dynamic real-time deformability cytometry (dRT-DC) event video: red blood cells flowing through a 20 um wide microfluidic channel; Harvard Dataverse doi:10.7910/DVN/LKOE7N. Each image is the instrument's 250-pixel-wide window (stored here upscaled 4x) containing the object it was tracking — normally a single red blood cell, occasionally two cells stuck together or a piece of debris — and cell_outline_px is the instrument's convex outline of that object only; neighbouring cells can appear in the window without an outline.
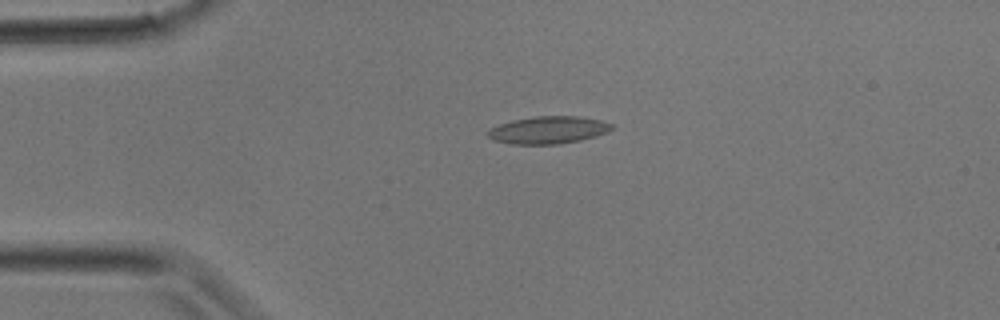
{"species": "common noctule bat (a hibernating species)", "species_latin": "Nyctalus noctula", "temperature_condition": "room temperature", "stored_images_in_passage": 29, "camera_frame_rate_fps": 3000, "um_per_image_px": 0.085, "animal": {"sex": "male", "body_mass_g": 17.9}, "frame": {"image": 1, "passage_image": 4, "time_ms": 1.0, "image_size_px": [1000, 320], "cell_outline_px": [[616, 128], [608, 132], [596, 136], [580, 140], [556, 144], [512, 144], [496, 140], [488, 136], [484, 132], [500, 124], [512, 120], [536, 116], [580, 116], [600, 120], [612, 124]], "centroid_in_image_um": [46.64, 11.04], "position_along_channel_um": 38.4, "area_um2": 19.77}}
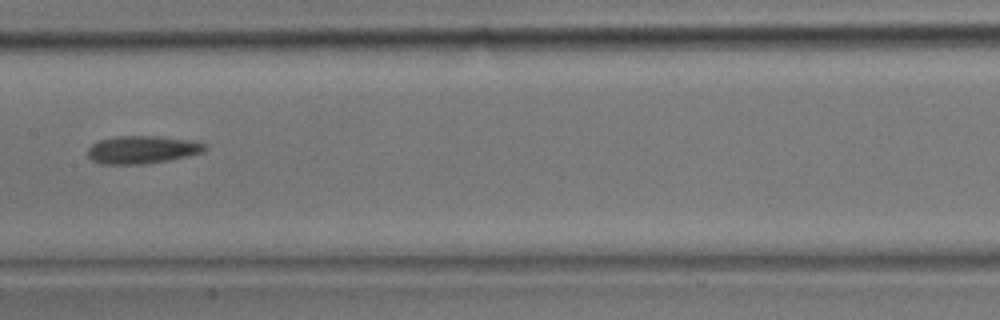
{"frame": {"image": 2, "passage_image": 13, "time_ms": 4.0, "image_size_px": [1000, 320], "cell_outline_px": [[208, 148], [204, 152], [188, 156], [168, 160], [144, 164], [100, 164], [92, 160], [88, 156], [88, 148], [92, 144], [100, 140], [120, 136], [156, 136], [196, 140], [208, 144]], "centroid_in_image_um": [12.15, 12.72], "position_along_channel_um": 195.2, "area_um2": 19.19}}
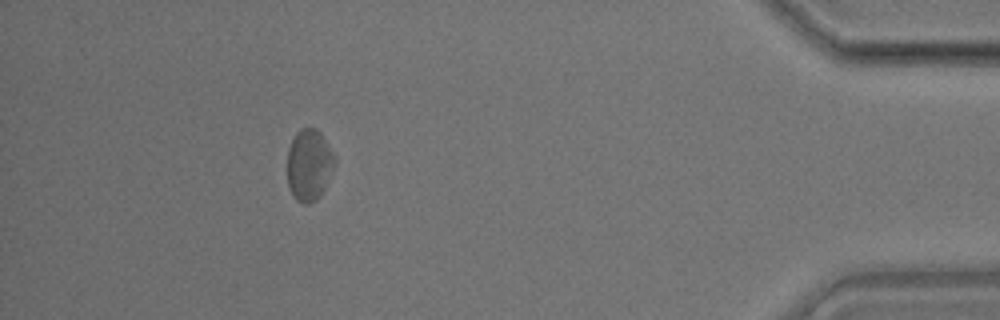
{"frame": {"image": 3, "passage_image": 26, "time_ms": 8.333, "image_size_px": [1000, 320], "cell_outline_px": [[336, 164], [320, 196], [316, 200], [308, 204], [304, 204], [296, 200], [292, 196], [288, 188], [288, 148], [296, 132], [300, 128], [316, 128], [320, 132], [336, 156]], "centroid_in_image_um": [26.28, 14.02], "position_along_channel_um": 408.9, "area_um2": 20.0}}